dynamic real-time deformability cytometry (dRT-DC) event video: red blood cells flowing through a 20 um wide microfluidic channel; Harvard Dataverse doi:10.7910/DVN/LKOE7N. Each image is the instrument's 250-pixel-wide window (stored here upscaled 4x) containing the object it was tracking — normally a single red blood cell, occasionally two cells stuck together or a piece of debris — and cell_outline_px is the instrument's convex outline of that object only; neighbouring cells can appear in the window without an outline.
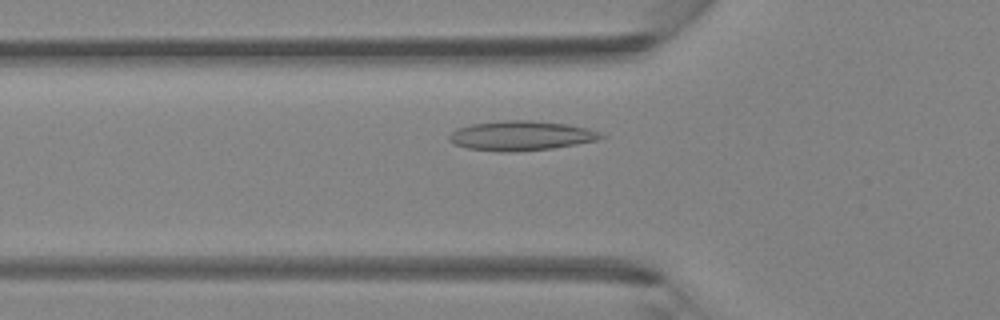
{"species": "Egyptian fruit bat (a non-hibernating species)", "species_latin": "Rousettus aegyptiacus", "temperature_condition": "room temperature", "stored_images_in_passage": 43, "camera_frame_rate_fps": 3000, "um_per_image_px": 0.085, "animal": {"sex": "female"}, "frame": {"image": 1, "passage_image": 13, "time_ms": 4.0, "image_size_px": [1000, 320], "cell_outline_px": [[608, 136], [596, 140], [576, 144], [552, 148], [512, 152], [500, 152], [468, 148], [456, 144], [448, 140], [448, 136], [456, 128], [472, 124], [500, 120], [532, 120], [568, 124], [588, 128], [600, 132]], "centroid_in_image_um": [44.3, 11.52], "position_along_channel_um": 81.5, "area_um2": 26.3}}
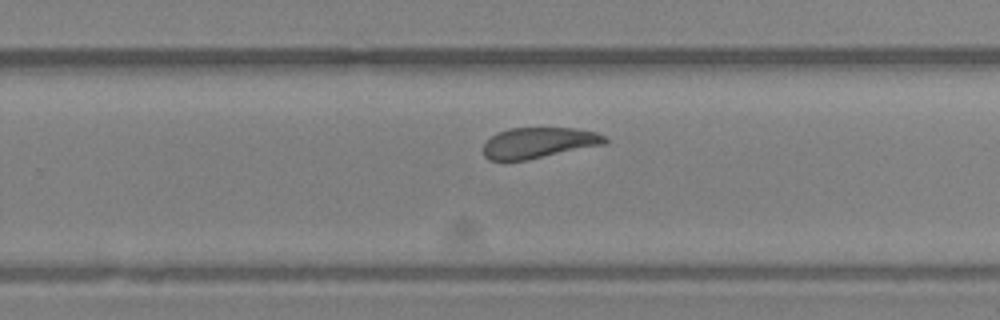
{"frame": {"image": 2, "passage_image": 27, "time_ms": 8.667, "image_size_px": [1000, 320], "cell_outline_px": [[608, 140], [604, 144], [528, 160], [488, 160], [484, 156], [484, 144], [496, 132], [512, 128], [576, 128], [596, 132], [604, 136]], "centroid_in_image_um": [45.78, 12.13], "position_along_channel_um": 284.0, "area_um2": 21.68}}
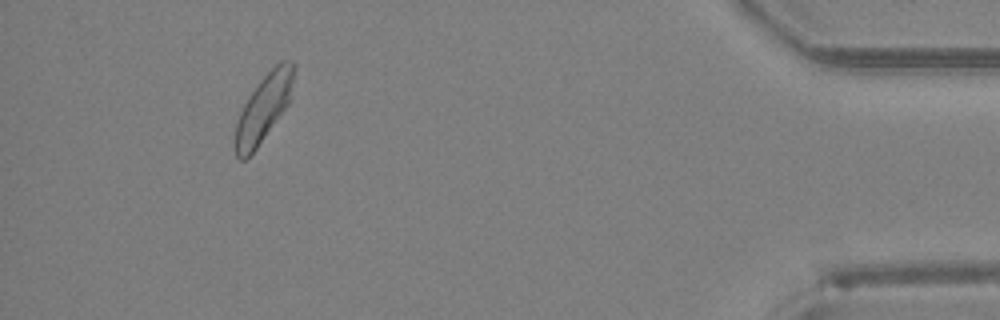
{"frame": {"image": 3, "passage_image": 40, "time_ms": 13.0, "image_size_px": [1000, 320], "cell_outline_px": [[296, 68], [292, 96], [288, 104], [256, 148], [244, 160], [240, 160], [236, 156], [232, 144], [236, 124], [240, 112], [248, 96], [260, 80], [280, 60], [292, 60], [296, 64]], "centroid_in_image_um": [22.41, 9.15], "position_along_channel_um": 412.8, "area_um2": 23.24}}